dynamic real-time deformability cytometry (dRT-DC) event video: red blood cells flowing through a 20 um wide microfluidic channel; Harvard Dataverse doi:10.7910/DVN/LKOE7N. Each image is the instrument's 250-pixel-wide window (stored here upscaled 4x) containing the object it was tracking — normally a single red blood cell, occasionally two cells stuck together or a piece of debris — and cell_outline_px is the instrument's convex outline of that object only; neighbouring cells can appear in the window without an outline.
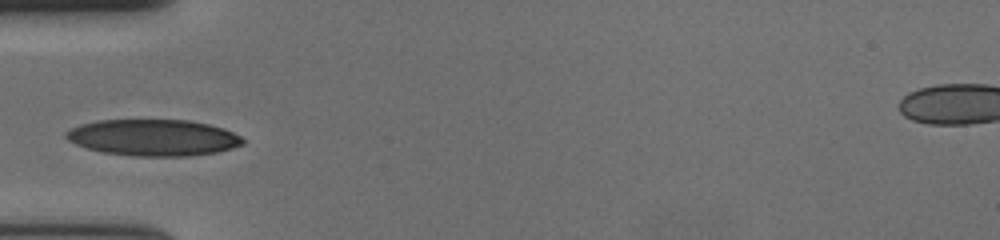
{"species": "human", "species_latin": "Homo sapiens", "temperature_condition": "cold", "stored_images_in_passage": 29, "camera_frame_rate_fps": 3000, "um_per_image_px": 0.085, "donor": {"sex": "female"}, "frame": {"image": 1, "passage_image": 1, "time_ms": 0.0, "image_size_px": [1000, 240], "cell_outline_px": [[244, 144], [220, 152], [188, 156], [132, 156], [104, 152], [88, 148], [76, 144], [68, 140], [64, 136], [64, 132], [80, 124], [100, 120], [188, 120], [208, 124], [224, 128], [240, 136], [244, 140]], "centroid_in_image_um": [13.04, 11.7], "position_along_channel_um": 72.0, "area_um2": 37.57}}
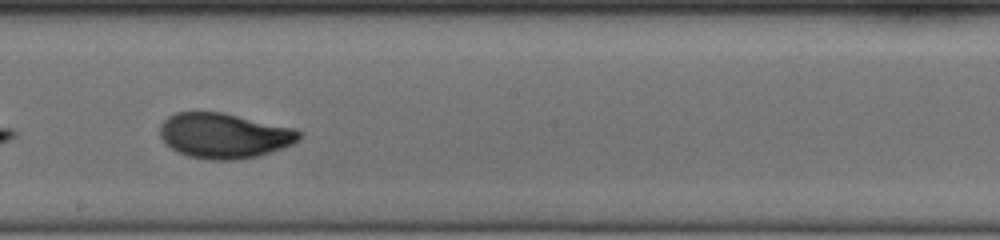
{"frame": {"image": 2, "passage_image": 14, "time_ms": 4.333, "image_size_px": [1000, 240], "cell_outline_px": [[304, 132], [300, 140], [292, 144], [260, 156], [236, 160], [208, 160], [188, 156], [176, 152], [160, 136], [160, 124], [168, 116], [176, 112], [224, 112], [296, 128]], "centroid_in_image_um": [19.1, 11.53], "position_along_channel_um": 229.1, "area_um2": 37.11}}
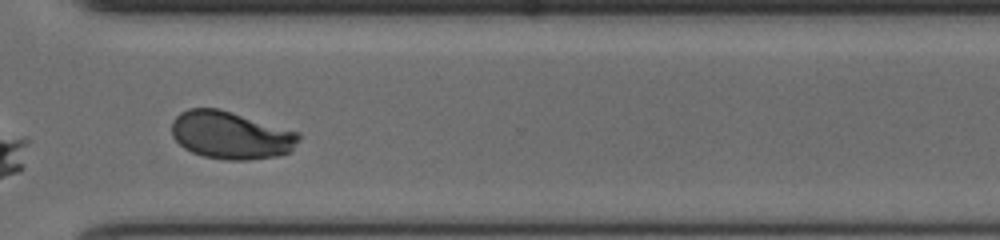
{"frame": {"image": 3, "passage_image": 24, "time_ms": 7.667, "image_size_px": [1000, 240], "cell_outline_px": [[300, 136], [292, 148], [288, 152], [276, 156], [248, 160], [228, 160], [204, 156], [192, 152], [184, 148], [172, 136], [172, 120], [180, 112], [188, 108], [220, 108], [300, 132]], "centroid_in_image_um": [19.6, 11.47], "position_along_channel_um": 351.0, "area_um2": 35.32}, "authors_computed_cell_mechanics": {"area_um2": 36.1828, "velocity_mm_per_s": 3.6383, "shape_relaxation_time_tau1_ms": 4.7429, "shape_relaxation_time_tau2_ms": null, "deformation_change_tau1": 0.1892, "deformation_change_tau2": null}}